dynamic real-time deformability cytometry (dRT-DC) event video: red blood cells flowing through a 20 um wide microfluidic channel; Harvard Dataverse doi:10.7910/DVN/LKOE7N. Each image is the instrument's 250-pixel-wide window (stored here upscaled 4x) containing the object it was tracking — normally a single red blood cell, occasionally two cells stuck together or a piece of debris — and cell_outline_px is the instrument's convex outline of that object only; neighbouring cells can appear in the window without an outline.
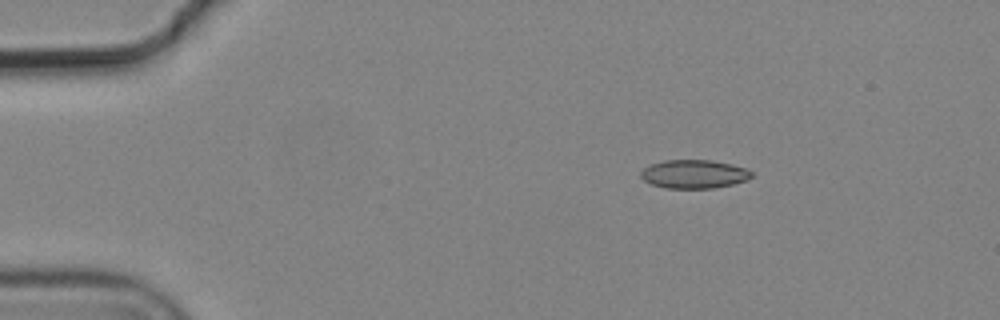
{"species": "common noctule bat (a hibernating species)", "species_latin": "Nyctalus noctula", "temperature_condition": "cold", "stored_images_in_passage": 5, "camera_frame_rate_fps": 3000, "um_per_image_px": 0.085, "animal": {"sex": "male", "body_mass_g": 19.2, "forearm_length_mm": 51.8}, "frame": {"image": 1, "passage_image": 3, "time_ms": 0.667, "image_size_px": [1000, 320], "cell_outline_px": [[752, 176], [744, 180], [732, 184], [712, 188], [664, 188], [652, 184], [644, 180], [640, 176], [640, 172], [648, 164], [664, 160], [712, 160], [732, 164], [744, 168], [752, 172]], "centroid_in_image_um": [58.94, 14.78], "position_along_channel_um": 26.1, "area_um2": 18.38}}